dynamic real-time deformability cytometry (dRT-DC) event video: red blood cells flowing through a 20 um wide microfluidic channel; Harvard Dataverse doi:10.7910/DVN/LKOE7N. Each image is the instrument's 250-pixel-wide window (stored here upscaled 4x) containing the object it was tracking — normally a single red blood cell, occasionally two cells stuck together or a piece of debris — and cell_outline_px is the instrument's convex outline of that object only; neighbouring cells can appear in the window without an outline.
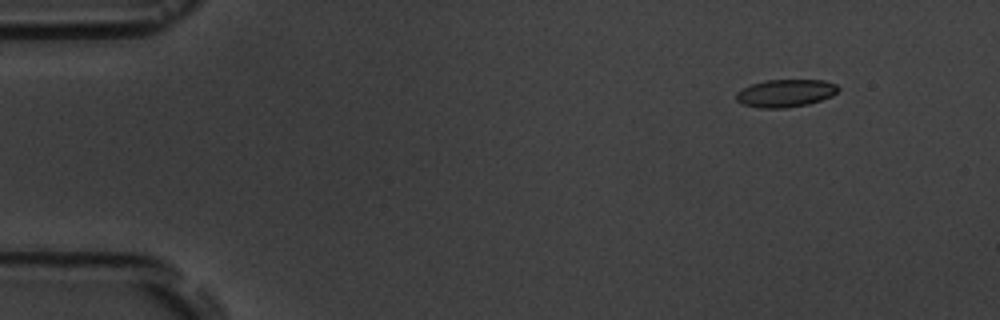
{"species": "common noctule bat (a hibernating species)", "species_latin": "Nyctalus noctula", "temperature_condition": "room temperature", "stored_images_in_passage": 4, "camera_frame_rate_fps": 3000, "um_per_image_px": 0.085, "animal": {"sex": "male", "body_mass_g": 19.5, "forearm_length_mm": 54.6}, "frame": {"image": 1, "passage_image": 1, "time_ms": 0.0, "image_size_px": [1000, 320], "cell_outline_px": [[840, 88], [832, 96], [808, 104], [784, 108], [760, 108], [744, 104], [736, 100], [736, 92], [752, 84], [764, 80], [824, 80], [836, 84]], "centroid_in_image_um": [66.78, 7.91], "position_along_channel_um": 18.2, "area_um2": 16.36}}
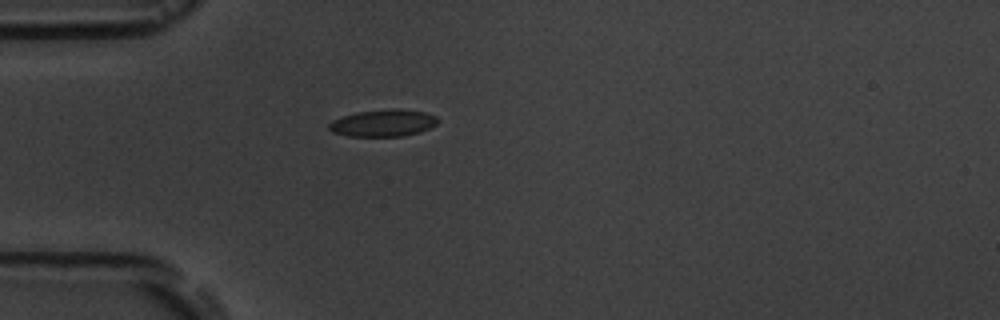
{"frame": {"image": 2, "passage_image": 4, "time_ms": 3.333, "image_size_px": [1000, 320], "cell_outline_px": [[440, 120], [436, 124], [420, 132], [404, 136], [348, 136], [332, 132], [328, 128], [328, 124], [332, 120], [356, 112], [392, 108], [396, 108], [424, 112], [436, 116]], "centroid_in_image_um": [32.57, 10.45], "position_along_channel_um": 52.4, "area_um2": 17.17}}